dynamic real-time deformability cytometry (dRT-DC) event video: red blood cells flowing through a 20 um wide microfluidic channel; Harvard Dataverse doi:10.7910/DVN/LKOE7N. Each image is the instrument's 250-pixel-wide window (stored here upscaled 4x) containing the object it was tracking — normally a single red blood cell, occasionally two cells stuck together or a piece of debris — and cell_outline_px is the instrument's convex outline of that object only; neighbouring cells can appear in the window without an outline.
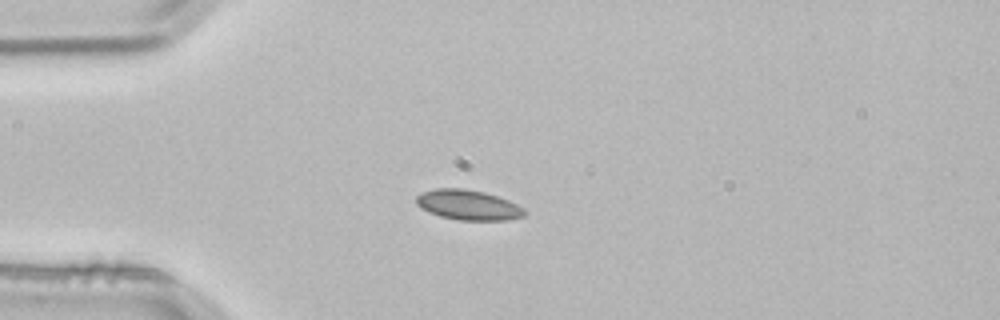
{"species": "common noctule bat (a hibernating species)", "species_latin": "Nyctalus noctula", "temperature_condition": "room temperature", "stored_images_in_passage": 1, "camera_frame_rate_fps": 3000, "um_per_image_px": 0.085, "animal": {"sex": "male", "body_mass_g": 21.5, "forearm_length_mm": 52.0}, "frame": {"image": 1, "passage_image": 1, "time_ms": 0.0, "image_size_px": [1000, 320], "cell_outline_px": [[528, 212], [524, 216], [508, 220], [460, 220], [440, 216], [428, 212], [420, 208], [416, 204], [416, 196], [420, 192], [436, 188], [464, 188], [484, 192], [508, 200], [524, 208]], "centroid_in_image_um": [39.78, 17.42], "position_along_channel_um": 45.2, "area_um2": 19.13}}